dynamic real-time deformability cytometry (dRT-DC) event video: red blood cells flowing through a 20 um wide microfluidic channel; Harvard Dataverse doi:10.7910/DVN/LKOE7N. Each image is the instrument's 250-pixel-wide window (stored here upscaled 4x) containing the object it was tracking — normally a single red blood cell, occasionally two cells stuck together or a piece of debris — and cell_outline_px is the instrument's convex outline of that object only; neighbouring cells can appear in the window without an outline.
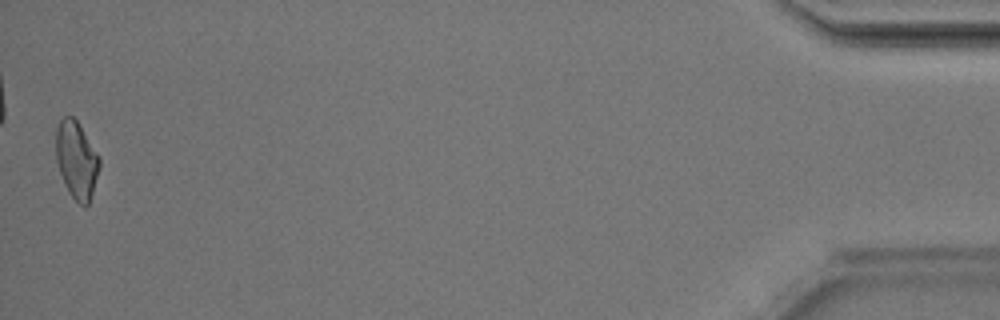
{"species": "Egyptian fruit bat (a non-hibernating species)", "species_latin": "Rousettus aegyptiacus", "temperature_condition": "room temperature", "stored_images_in_passage": 37, "camera_frame_rate_fps": 3000, "um_per_image_px": 0.085, "animal": {"sex": "male"}, "frame": {"image": 1, "passage_image": 37, "time_ms": 12.0, "image_size_px": [1000, 320], "cell_outline_px": [[100, 168], [88, 204], [84, 208], [68, 192], [64, 184], [56, 160], [56, 128], [60, 120], [64, 116], [72, 116], [76, 120], [100, 156]], "centroid_in_image_um": [6.5, 13.59], "position_along_channel_um": 428.7, "area_um2": 19.54}, "authors_computed_cell_mechanics": {"area_um2": 20.23, "velocity_mm_per_s": 4.1956, "shape_relaxation_time_tau1_ms": 6.4337, "shape_relaxation_time_tau2_ms": 2.6991, "deformation_change_tau1": 0.1583, "deformation_change_tau2": 0.0898}}